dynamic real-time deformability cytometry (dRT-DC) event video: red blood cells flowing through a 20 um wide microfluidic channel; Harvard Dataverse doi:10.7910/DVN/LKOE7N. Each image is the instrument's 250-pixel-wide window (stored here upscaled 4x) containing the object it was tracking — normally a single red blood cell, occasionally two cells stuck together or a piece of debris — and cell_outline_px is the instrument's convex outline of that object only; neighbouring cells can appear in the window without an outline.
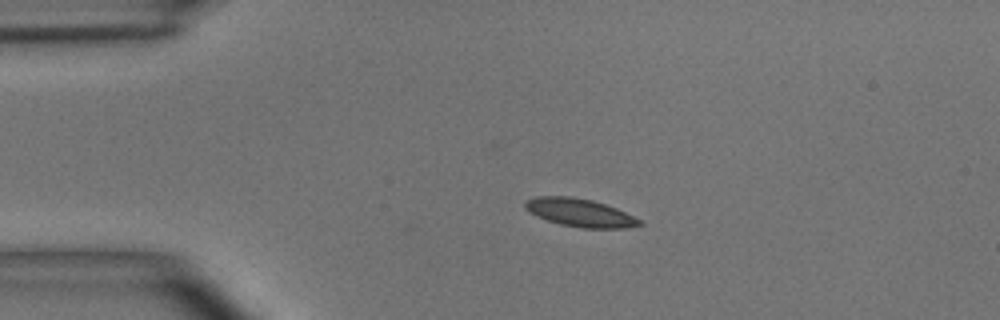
{"species": "common noctule bat (a hibernating species)", "species_latin": "Nyctalus noctula", "temperature_condition": "room temperature", "stored_images_in_passage": 2, "camera_frame_rate_fps": 3000, "um_per_image_px": 0.085, "animal": {"sex": "male", "body_mass_g": 15.6}, "frame": {"image": 1, "passage_image": 1, "time_ms": 0.0, "image_size_px": [1000, 320], "cell_outline_px": [[644, 224], [624, 228], [580, 228], [560, 224], [548, 220], [528, 212], [524, 208], [524, 204], [528, 200], [536, 196], [572, 196], [592, 200], [616, 208], [640, 220]], "centroid_in_image_um": [49.26, 18.07], "position_along_channel_um": 35.7, "area_um2": 18.55}}